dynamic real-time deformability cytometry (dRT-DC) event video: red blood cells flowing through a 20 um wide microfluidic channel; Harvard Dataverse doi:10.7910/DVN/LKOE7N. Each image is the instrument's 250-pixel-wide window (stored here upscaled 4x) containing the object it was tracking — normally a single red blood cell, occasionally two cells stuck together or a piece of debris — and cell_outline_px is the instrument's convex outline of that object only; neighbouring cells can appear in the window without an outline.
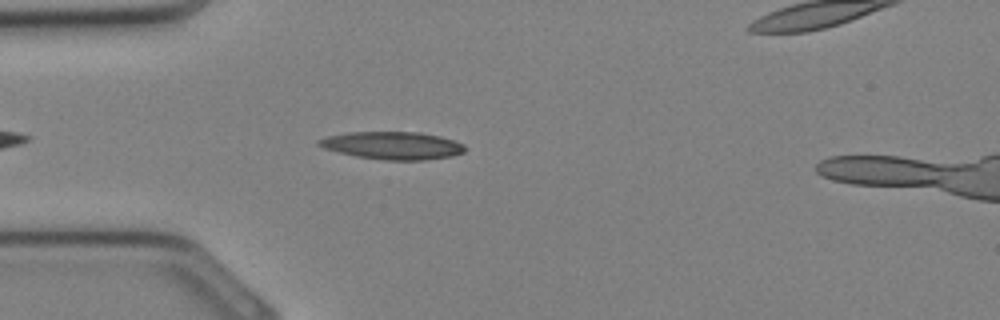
{"species": "Egyptian fruit bat (a non-hibernating species)", "species_latin": "Rousettus aegyptiacus", "temperature_condition": "cold", "stored_images_in_passage": 26, "camera_frame_rate_fps": 3000, "um_per_image_px": 0.085, "animal": {"sex": "female"}, "frame": {"image": 1, "passage_image": 1, "time_ms": 0.0, "image_size_px": [1000, 320], "cell_outline_px": [[464, 152], [452, 156], [424, 160], [388, 160], [356, 156], [324, 148], [316, 144], [316, 140], [328, 136], [348, 132], [420, 132], [440, 136], [464, 144]], "centroid_in_image_um": [33.36, 12.36], "position_along_channel_um": 51.6, "area_um2": 23.41}}
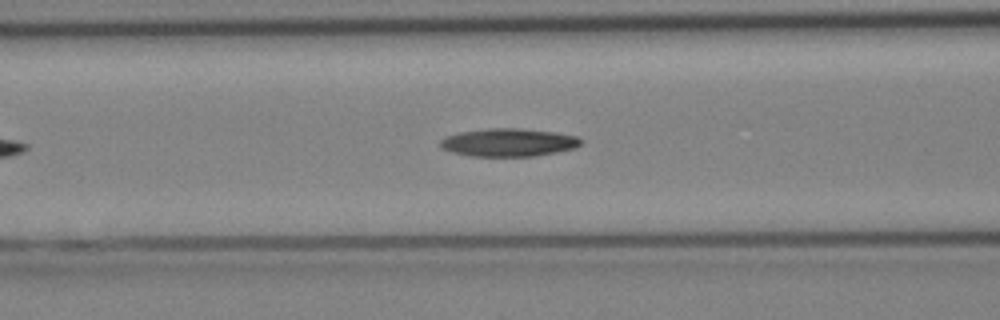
{"frame": {"image": 2, "passage_image": 5, "time_ms": 1.333, "image_size_px": [1000, 320], "cell_outline_px": [[584, 140], [580, 144], [572, 148], [556, 152], [536, 156], [468, 156], [452, 152], [444, 148], [440, 144], [440, 140], [444, 136], [460, 132], [488, 128], [520, 128], [556, 132], [576, 136]], "centroid_in_image_um": [43.22, 12.1], "position_along_channel_um": 123.4, "area_um2": 22.95}}
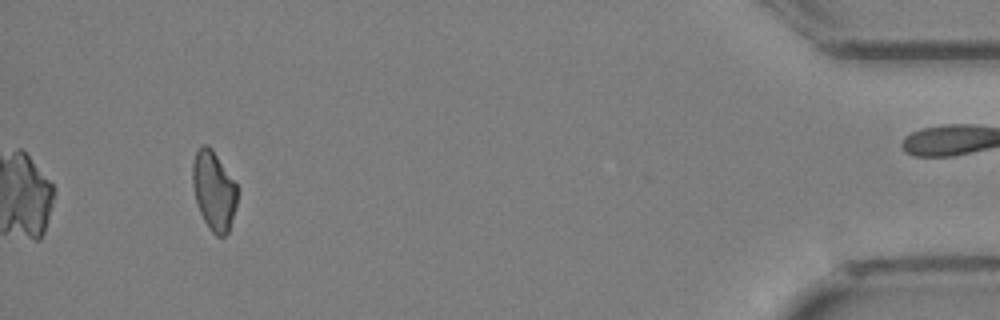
{"frame": {"image": 3, "passage_image": 23, "time_ms": 7.333, "image_size_px": [1000, 320], "cell_outline_px": [[236, 204], [228, 232], [224, 236], [216, 236], [212, 232], [204, 220], [200, 212], [196, 200], [192, 184], [192, 164], [196, 152], [204, 144], [208, 144], [212, 148], [236, 184]], "centroid_in_image_um": [18.15, 16.19], "position_along_channel_um": 417.0, "area_um2": 20.29}}